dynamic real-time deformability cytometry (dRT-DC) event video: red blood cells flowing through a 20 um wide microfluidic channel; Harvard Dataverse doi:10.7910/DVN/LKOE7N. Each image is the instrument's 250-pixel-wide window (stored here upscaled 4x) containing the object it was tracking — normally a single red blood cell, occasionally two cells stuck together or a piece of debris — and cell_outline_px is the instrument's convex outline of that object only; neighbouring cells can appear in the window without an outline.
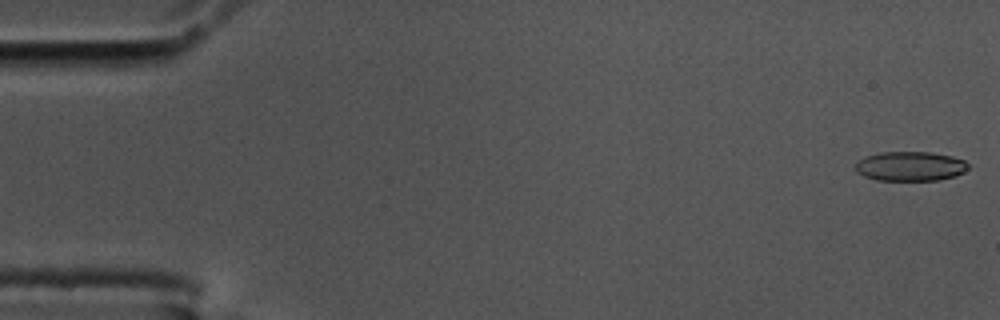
{"species": "common noctule bat (a hibernating species)", "species_latin": "Nyctalus noctula", "temperature_condition": "cold", "stored_images_in_passage": 49, "camera_frame_rate_fps": 3000, "um_per_image_px": 0.085, "animal": {"sex": "male", "body_mass_g": 17.5, "forearm_length_mm": 52.3}, "frame": {"image": 1, "passage_image": 1, "time_ms": 0.0, "image_size_px": [1000, 320], "cell_outline_px": [[968, 168], [964, 172], [956, 176], [940, 180], [876, 180], [864, 176], [856, 172], [856, 164], [864, 156], [880, 152], [932, 152], [952, 156], [964, 160], [968, 164]], "centroid_in_image_um": [77.39, 14.13], "position_along_channel_um": 7.6, "area_um2": 19.48}}
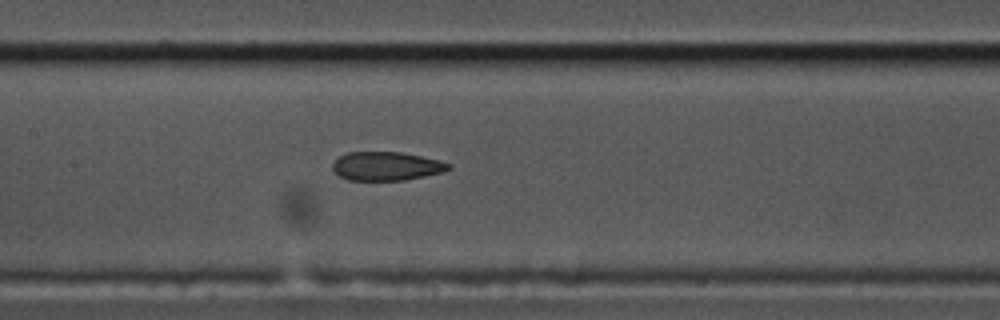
{"frame": {"image": 2, "passage_image": 26, "time_ms": 8.333, "image_size_px": [1000, 320], "cell_outline_px": [[452, 168], [444, 172], [404, 180], [348, 180], [340, 176], [332, 168], [332, 164], [340, 156], [348, 152], [400, 152], [440, 160], [452, 164]], "centroid_in_image_um": [32.88, 14.12], "position_along_channel_um": 174.5, "area_um2": 19.36}}
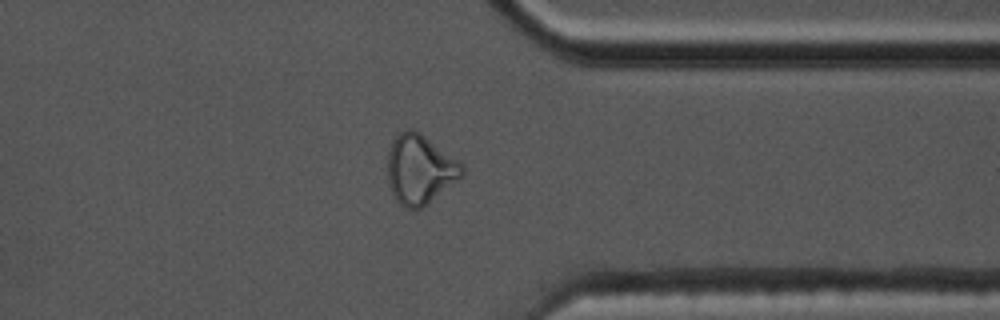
{"frame": {"image": 3, "passage_image": 43, "time_ms": 14.0, "image_size_px": [1000, 320], "cell_outline_px": [[464, 172], [456, 180], [424, 208], [404, 208], [396, 200], [388, 184], [388, 152], [392, 140], [404, 128], [412, 128], [420, 132], [464, 164]], "centroid_in_image_um": [35.67, 14.38], "position_along_channel_um": 375.7, "area_um2": 30.17}, "authors_computed_cell_mechanics": {"area_um2": 20.8658, "velocity_mm_per_s": 3.6406, "shape_relaxation_time_tau1_ms": null, "shape_relaxation_time_tau2_ms": 2.0242, "deformation_change_tau1": null, "deformation_change_tau2": 0.0838}}